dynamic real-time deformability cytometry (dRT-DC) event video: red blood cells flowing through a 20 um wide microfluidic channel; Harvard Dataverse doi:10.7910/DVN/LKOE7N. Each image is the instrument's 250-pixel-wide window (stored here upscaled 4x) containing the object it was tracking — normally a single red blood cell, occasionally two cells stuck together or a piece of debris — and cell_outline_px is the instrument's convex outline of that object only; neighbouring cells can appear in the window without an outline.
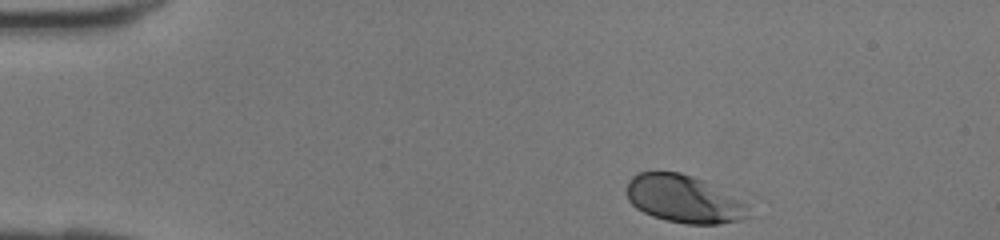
{"species": "human", "species_latin": "Homo sapiens", "temperature_condition": "room temperature", "stored_images_in_passage": 30, "camera_frame_rate_fps": 3000, "um_per_image_px": 0.085, "donor": {"sex": "female"}, "frame": {"image": 1, "passage_image": 1, "time_ms": 0.0, "image_size_px": [1000, 240], "cell_outline_px": [[748, 216], [740, 220], [720, 224], [688, 224], [668, 220], [652, 216], [636, 208], [628, 200], [628, 180], [636, 172], [680, 172], [704, 180], [748, 204]], "centroid_in_image_um": [58.12, 16.91], "position_along_channel_um": 26.9, "area_um2": 33.64}}
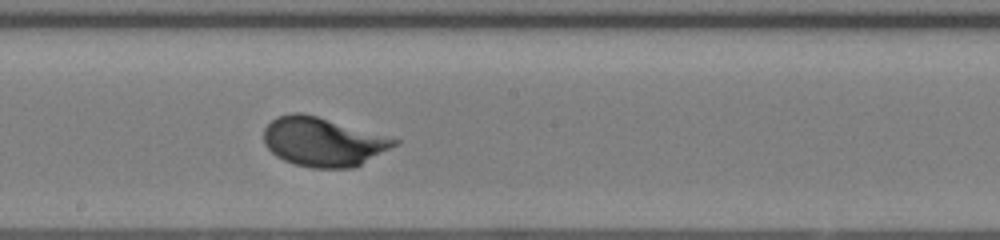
{"frame": {"image": 2, "passage_image": 18, "time_ms": 5.667, "image_size_px": [1000, 240], "cell_outline_px": [[400, 144], [356, 168], [312, 168], [292, 164], [276, 156], [264, 144], [264, 128], [276, 116], [292, 112], [300, 112], [316, 116], [400, 140]], "centroid_in_image_um": [27.46, 12.07], "position_along_channel_um": 220.7, "area_um2": 37.4}}
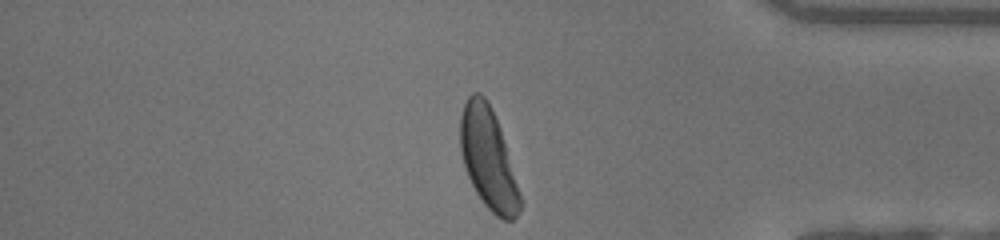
{"frame": {"image": 3, "passage_image": 30, "time_ms": 9.667, "image_size_px": [1000, 240], "cell_outline_px": [[524, 204], [520, 212], [512, 220], [504, 220], [496, 216], [484, 204], [476, 192], [468, 176], [460, 152], [460, 116], [464, 104], [468, 96], [472, 92], [480, 92], [484, 96], [492, 108], [500, 128]], "centroid_in_image_um": [41.51, 13.49], "position_along_channel_um": 393.7, "area_um2": 35.26}}